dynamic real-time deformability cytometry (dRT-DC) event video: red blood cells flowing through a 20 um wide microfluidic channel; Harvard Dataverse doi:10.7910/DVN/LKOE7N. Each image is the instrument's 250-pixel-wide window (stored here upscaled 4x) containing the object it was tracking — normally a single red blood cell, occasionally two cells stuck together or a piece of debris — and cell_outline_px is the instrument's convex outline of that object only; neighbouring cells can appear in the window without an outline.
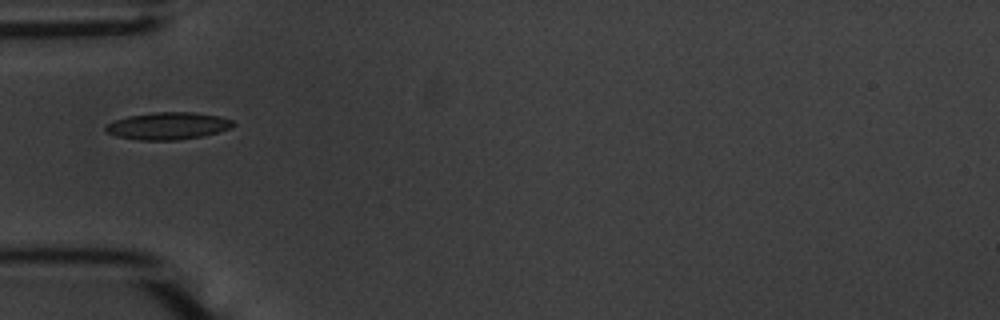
{"species": "common noctule bat (a hibernating species)", "species_latin": "Nyctalus noctula", "temperature_condition": "warm", "stored_images_in_passage": 28, "camera_frame_rate_fps": 3000, "um_per_image_px": 0.085, "animal": {"sex": "male", "body_mass_g": 20.1, "forearm_length_mm": 53.5}, "frame": {"image": 1, "passage_image": 1, "time_ms": 0.0, "image_size_px": [1000, 320], "cell_outline_px": [[236, 124], [232, 128], [200, 136], [176, 140], [140, 140], [116, 136], [104, 132], [104, 128], [108, 124], [116, 120], [128, 116], [152, 112], [192, 112], [216, 116], [232, 120]], "centroid_in_image_um": [14.24, 10.7], "position_along_channel_um": 70.8, "area_um2": 20.06}, "authors_computed_cell_mechanics": {"area_um2": 18.4671, "velocity_mm_per_s": 3.6487, "shape_relaxation_time_tau1_ms": 1.4723, "shape_relaxation_time_tau2_ms": 6.6579, "deformation_change_tau1": 0.0696, "deformation_change_tau2": 0.1885}}